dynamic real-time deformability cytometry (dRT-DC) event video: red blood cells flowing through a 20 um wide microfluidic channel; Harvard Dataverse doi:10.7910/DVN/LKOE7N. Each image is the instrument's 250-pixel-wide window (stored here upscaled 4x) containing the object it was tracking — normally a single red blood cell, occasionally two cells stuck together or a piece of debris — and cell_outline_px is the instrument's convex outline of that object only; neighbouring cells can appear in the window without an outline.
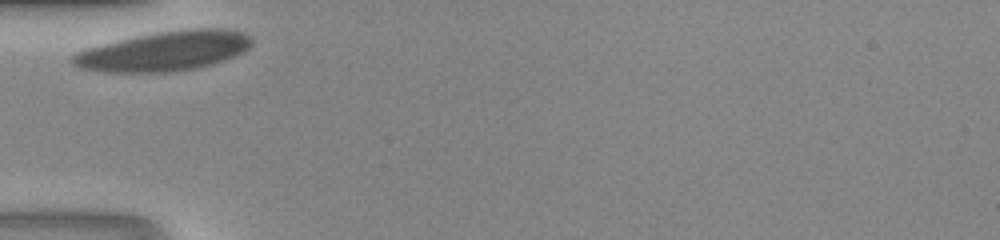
{"species": "human", "species_latin": "Homo sapiens", "temperature_condition": "room temperature", "stored_images_in_passage": 26, "camera_frame_rate_fps": 3000, "um_per_image_px": 0.085, "donor": {"sex": "male"}, "frame": {"image": 1, "passage_image": 1, "time_ms": 0.0, "image_size_px": [1000, 240], "cell_outline_px": [[252, 44], [244, 52], [236, 56], [212, 64], [196, 68], [172, 72], [104, 72], [80, 68], [72, 64], [72, 56], [76, 52], [88, 48], [136, 36], [160, 32], [192, 28], [224, 28], [244, 32], [252, 40]], "centroid_in_image_um": [14.0, 4.35], "position_along_channel_um": 71.0, "area_um2": 41.21}}
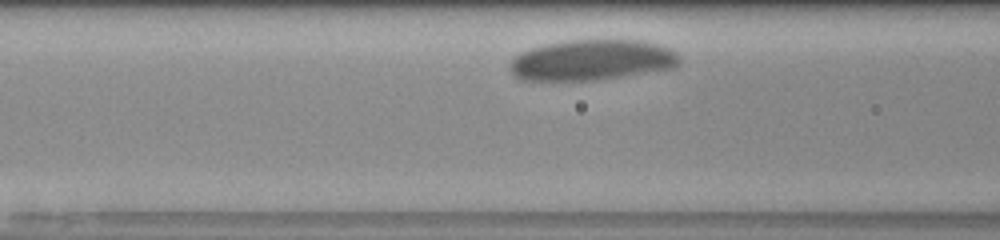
{"frame": {"image": 2, "passage_image": 5, "time_ms": 1.333, "image_size_px": [1000, 240], "cell_outline_px": [[680, 64], [676, 68], [600, 80], [520, 80], [508, 68], [508, 64], [520, 52], [532, 48], [548, 44], [568, 40], [640, 40], [660, 44], [676, 52], [680, 56]], "centroid_in_image_um": [50.35, 5.11], "position_along_channel_um": 116.2, "area_um2": 40.46}}